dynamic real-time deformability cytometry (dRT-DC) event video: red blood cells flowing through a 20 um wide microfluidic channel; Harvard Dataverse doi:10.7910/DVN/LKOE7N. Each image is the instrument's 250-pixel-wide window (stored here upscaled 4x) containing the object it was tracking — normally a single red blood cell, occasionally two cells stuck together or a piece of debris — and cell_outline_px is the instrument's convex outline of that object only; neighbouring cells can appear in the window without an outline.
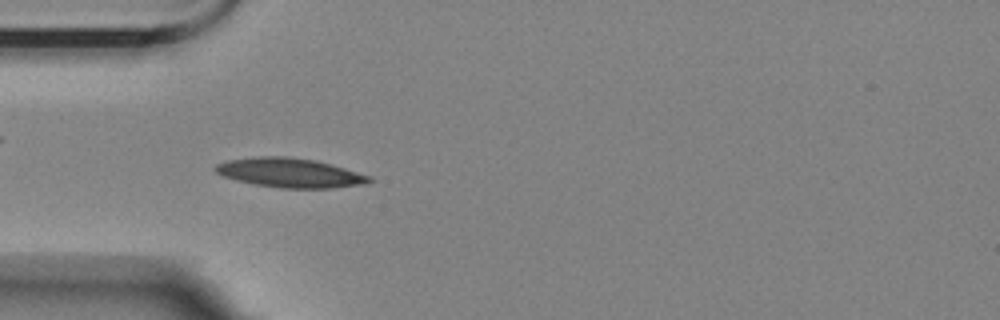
{"species": "Egyptian fruit bat (a non-hibernating species)", "species_latin": "Rousettus aegyptiacus", "temperature_condition": "room temperature", "stored_images_in_passage": 6, "camera_frame_rate_fps": 3000, "um_per_image_px": 0.085, "animal": {"sex": "female"}, "frame": {"image": 1, "passage_image": 4, "time_ms": 4.333, "image_size_px": [1000, 320], "cell_outline_px": [[372, 180], [368, 184], [332, 188], [280, 188], [256, 184], [236, 180], [224, 176], [216, 172], [212, 168], [216, 164], [228, 160], [256, 156], [288, 156], [316, 160], [372, 176]], "centroid_in_image_um": [24.66, 14.68], "position_along_channel_um": 60.3, "area_um2": 26.41}}
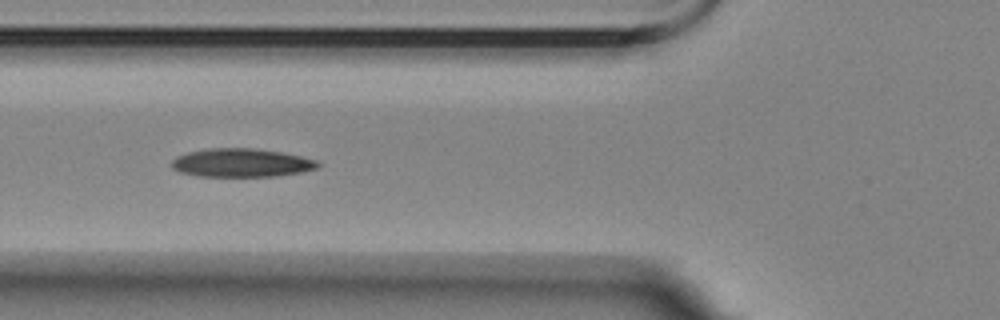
{"frame": {"image": 2, "passage_image": 5, "time_ms": 5.667, "image_size_px": [1000, 320], "cell_outline_px": [[320, 164], [316, 168], [300, 172], [276, 176], [196, 176], [180, 172], [172, 168], [172, 160], [176, 156], [188, 152], [208, 148], [252, 148], [280, 152], [300, 156], [316, 160]], "centroid_in_image_um": [20.48, 13.83], "position_along_channel_um": 105.3, "area_um2": 24.1}}
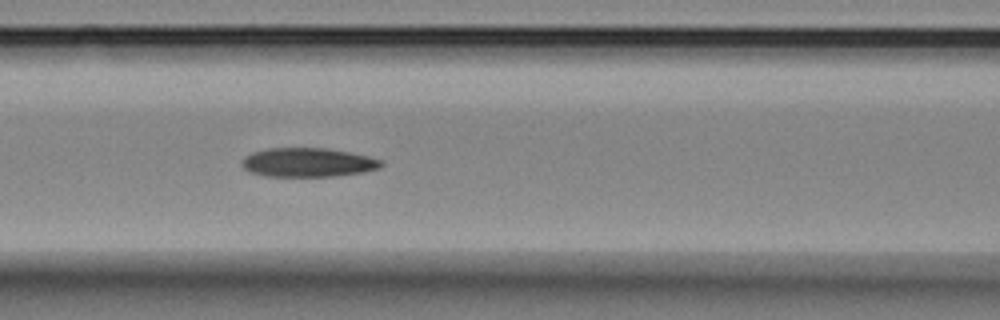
{"frame": {"image": 3, "passage_image": 6, "time_ms": 6.667, "image_size_px": [1000, 320], "cell_outline_px": [[384, 164], [380, 168], [364, 172], [336, 176], [264, 176], [248, 172], [240, 164], [244, 156], [252, 152], [268, 148], [324, 148], [348, 152], [368, 156], [384, 160]], "centroid_in_image_um": [26.16, 13.81], "position_along_channel_um": 140.4, "area_um2": 23.76}}